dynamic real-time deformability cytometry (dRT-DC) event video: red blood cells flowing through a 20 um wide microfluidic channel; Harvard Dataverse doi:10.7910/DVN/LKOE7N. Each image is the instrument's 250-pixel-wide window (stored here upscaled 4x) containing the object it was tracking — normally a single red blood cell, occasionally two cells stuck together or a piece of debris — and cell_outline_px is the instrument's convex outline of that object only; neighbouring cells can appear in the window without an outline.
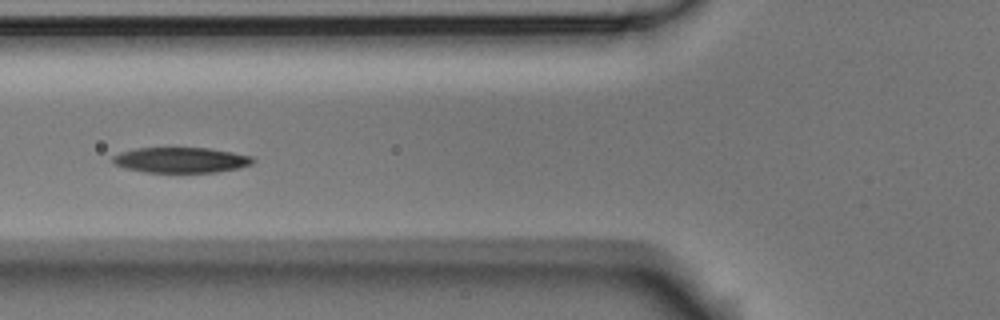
{"species": "Egyptian fruit bat (a non-hibernating species)", "species_latin": "Rousettus aegyptiacus", "temperature_condition": "room temperature", "stored_images_in_passage": 7, "camera_frame_rate_fps": 3000, "um_per_image_px": 0.085, "animal": {"sex": "male"}, "frame": {"image": 1, "passage_image": 5, "time_ms": 1.333, "image_size_px": [1000, 320], "cell_outline_px": [[256, 160], [252, 164], [240, 168], [216, 172], [144, 172], [124, 168], [116, 164], [112, 160], [112, 156], [120, 152], [136, 148], [208, 148], [232, 152], [252, 156]], "centroid_in_image_um": [15.4, 13.6], "position_along_channel_um": 110.4, "area_um2": 20.81}}
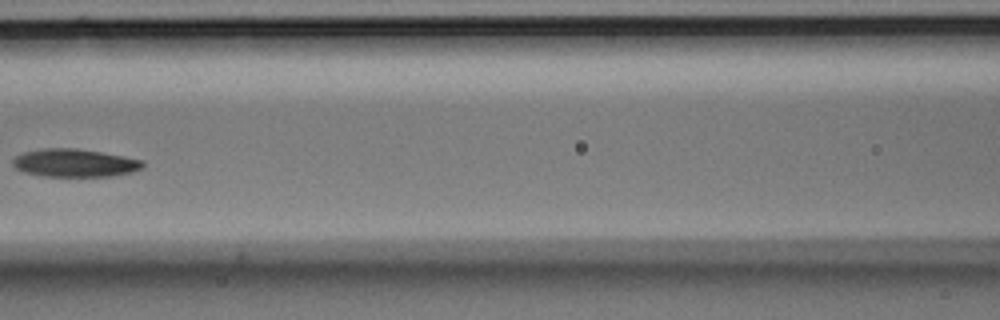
{"frame": {"image": 2, "passage_image": 6, "time_ms": 1.667, "image_size_px": [1000, 320], "cell_outline_px": [[144, 168], [132, 172], [112, 176], [40, 176], [24, 172], [16, 168], [12, 164], [12, 160], [16, 156], [24, 152], [40, 148], [76, 148], [124, 156], [144, 160]], "centroid_in_image_um": [6.36, 13.85], "position_along_channel_um": 160.2, "area_um2": 21.33}}
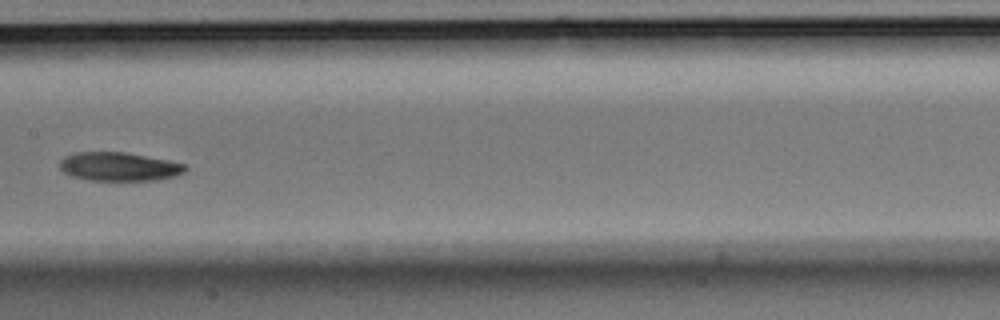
{"frame": {"image": 3, "passage_image": 7, "time_ms": 2.0, "image_size_px": [1000, 320], "cell_outline_px": [[188, 168], [184, 172], [176, 176], [156, 180], [88, 180], [72, 176], [64, 172], [60, 168], [60, 160], [64, 156], [76, 152], [124, 152], [168, 160], [184, 164]], "centroid_in_image_um": [10.11, 14.16], "position_along_channel_um": 197.3, "area_um2": 20.92}}